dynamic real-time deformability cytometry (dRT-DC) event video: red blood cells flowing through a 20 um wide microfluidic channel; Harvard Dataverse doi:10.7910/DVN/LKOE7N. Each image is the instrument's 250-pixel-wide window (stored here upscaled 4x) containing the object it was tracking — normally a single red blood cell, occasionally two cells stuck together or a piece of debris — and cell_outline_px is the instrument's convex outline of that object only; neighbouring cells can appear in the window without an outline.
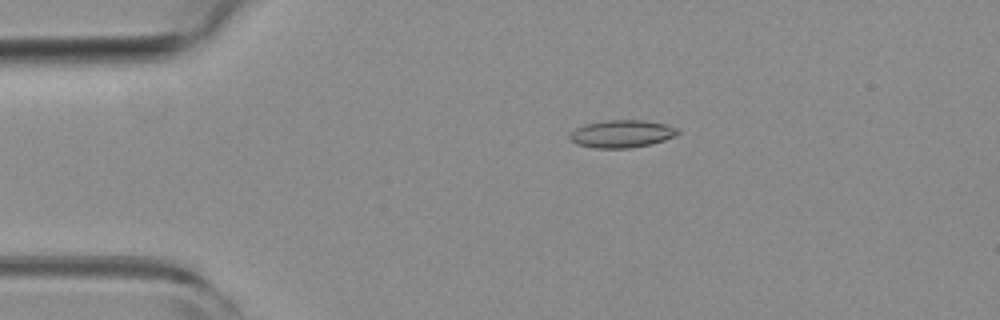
{"species": "common noctule bat (a hibernating species)", "species_latin": "Nyctalus noctula", "temperature_condition": "room temperature", "stored_images_in_passage": 7, "camera_frame_rate_fps": 3000, "um_per_image_px": 0.085, "animal": {"sex": "female", "body_mass_g": 19.3, "forearm_length_mm": 54.1}, "frame": {"image": 1, "passage_image": 4, "time_ms": 1.0, "image_size_px": [1000, 320], "cell_outline_px": [[680, 132], [676, 136], [652, 144], [628, 148], [596, 148], [576, 144], [568, 136], [576, 128], [584, 124], [604, 120], [644, 120], [664, 124], [676, 128]], "centroid_in_image_um": [52.85, 11.37], "position_along_channel_um": 32.2, "area_um2": 17.34}}
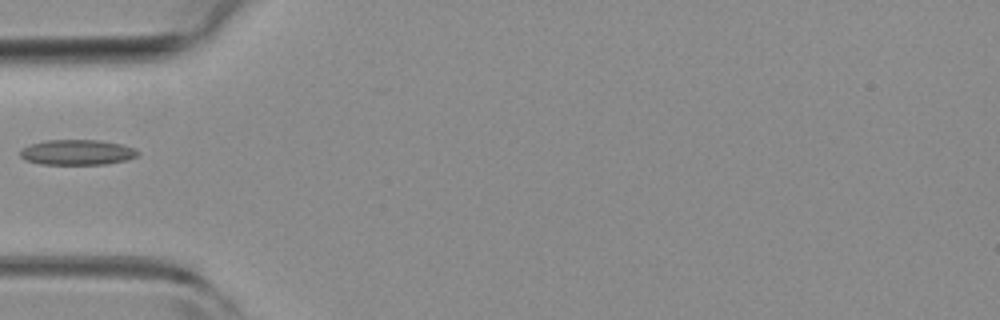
{"frame": {"image": 2, "passage_image": 6, "time_ms": 1.667, "image_size_px": [1000, 320], "cell_outline_px": [[140, 152], [136, 156], [128, 160], [104, 164], [40, 164], [24, 160], [20, 156], [20, 148], [32, 144], [48, 140], [100, 140], [120, 144], [136, 148]], "centroid_in_image_um": [6.56, 12.95], "position_along_channel_um": 78.4, "area_um2": 17.4}}
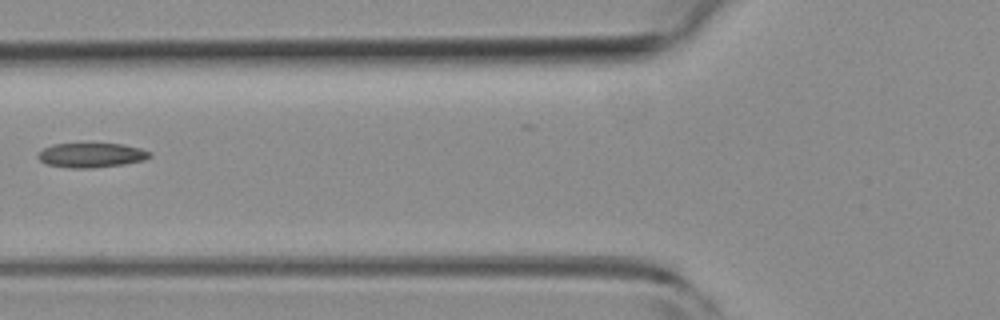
{"frame": {"image": 3, "passage_image": 7, "time_ms": 2.0, "image_size_px": [1000, 320], "cell_outline_px": [[152, 156], [144, 160], [124, 164], [92, 168], [68, 168], [44, 164], [36, 156], [44, 148], [52, 144], [124, 144], [140, 148], [152, 152]], "centroid_in_image_um": [7.77, 13.2], "position_along_channel_um": 118.0, "area_um2": 16.07}}